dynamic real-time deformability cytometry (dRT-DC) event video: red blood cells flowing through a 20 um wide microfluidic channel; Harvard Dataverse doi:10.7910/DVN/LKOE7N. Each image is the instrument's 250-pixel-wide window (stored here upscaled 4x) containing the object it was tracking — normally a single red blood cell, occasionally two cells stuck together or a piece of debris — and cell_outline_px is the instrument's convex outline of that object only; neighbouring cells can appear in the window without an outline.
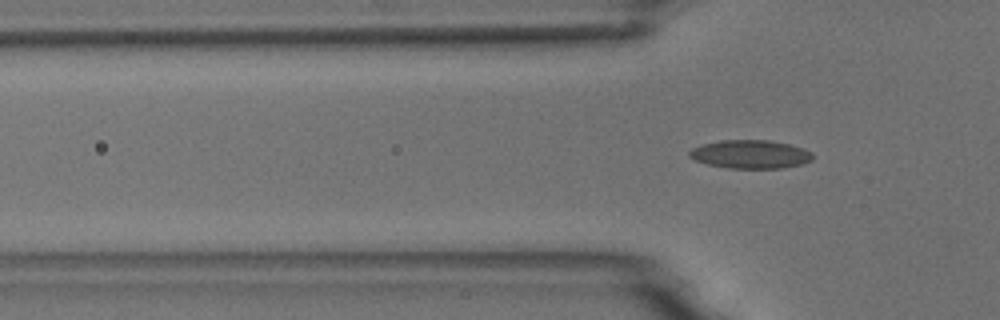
{"species": "common noctule bat (a hibernating species)", "species_latin": "Nyctalus noctula", "temperature_condition": "room temperature", "stored_images_in_passage": 4, "camera_frame_rate_fps": 3000, "um_per_image_px": 0.085, "animal": {"sex": "male", "body_mass_g": 18.8}, "frame": {"image": 1, "passage_image": 4, "time_ms": 4.333, "image_size_px": [1000, 320], "cell_outline_px": [[812, 160], [804, 164], [784, 168], [728, 168], [708, 164], [696, 160], [688, 156], [688, 152], [692, 148], [700, 144], [720, 140], [768, 140], [788, 144], [812, 152]], "centroid_in_image_um": [63.76, 13.11], "position_along_channel_um": 62.0, "area_um2": 20.46}}